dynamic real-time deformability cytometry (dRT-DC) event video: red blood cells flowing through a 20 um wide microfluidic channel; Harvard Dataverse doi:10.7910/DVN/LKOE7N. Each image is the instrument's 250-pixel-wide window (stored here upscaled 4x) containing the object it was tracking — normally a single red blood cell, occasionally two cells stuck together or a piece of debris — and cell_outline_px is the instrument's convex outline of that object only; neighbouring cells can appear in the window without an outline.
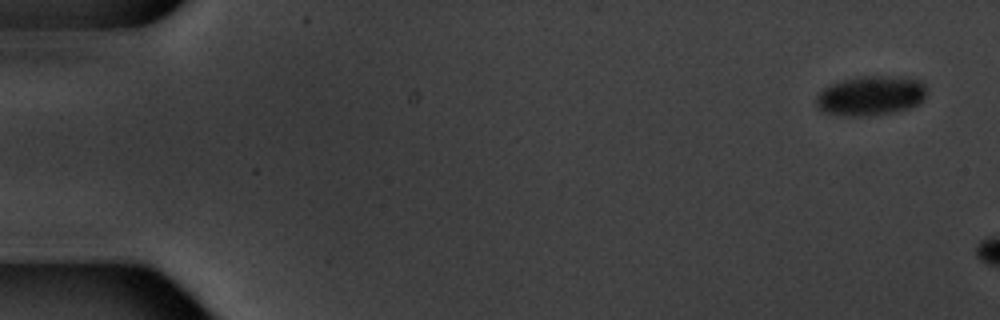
{"species": "common noctule bat (a hibernating species)", "species_latin": "Nyctalus noctula", "temperature_condition": "warm", "stored_images_in_passage": 3, "camera_frame_rate_fps": 3000, "um_per_image_px": 0.085, "animal": {"sex": "male", "body_mass_g": 20.1, "forearm_length_mm": 53.5}, "frame": {"image": 1, "passage_image": 1, "time_ms": 0.0, "image_size_px": [1000, 320], "cell_outline_px": [[924, 96], [916, 104], [908, 108], [892, 112], [860, 116], [844, 116], [824, 112], [816, 104], [816, 96], [824, 88], [832, 84], [844, 80], [864, 76], [904, 76], [920, 80], [924, 84]], "centroid_in_image_um": [73.99, 8.12], "position_along_channel_um": 11.0, "area_um2": 25.09}}